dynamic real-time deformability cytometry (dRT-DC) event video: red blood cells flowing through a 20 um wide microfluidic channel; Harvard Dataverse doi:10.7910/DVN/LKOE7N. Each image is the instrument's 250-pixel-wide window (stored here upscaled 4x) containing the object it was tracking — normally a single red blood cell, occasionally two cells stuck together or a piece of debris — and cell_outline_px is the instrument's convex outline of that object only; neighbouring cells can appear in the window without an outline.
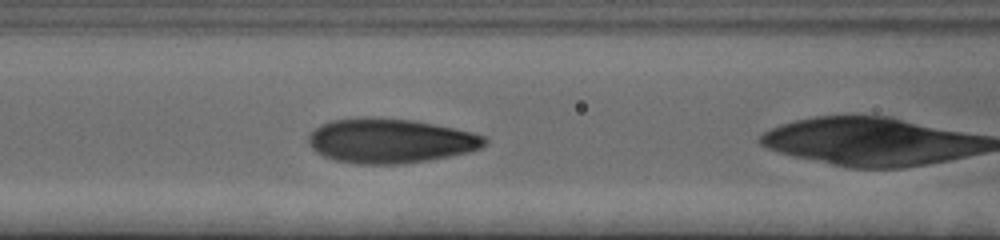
{"species": "human", "species_latin": "Homo sapiens", "temperature_condition": "cold", "stored_images_in_passage": 10, "camera_frame_rate_fps": 3000, "um_per_image_px": 0.085, "donor": {"sex": "female"}, "frame": {"image": 1, "passage_image": 6, "time_ms": 1.667, "image_size_px": [1000, 240], "cell_outline_px": [[488, 140], [480, 148], [468, 152], [428, 160], [404, 164], [356, 164], [336, 160], [324, 156], [316, 152], [308, 144], [308, 136], [320, 124], [332, 120], [412, 120], [472, 132], [484, 136]], "centroid_in_image_um": [33.17, 12.02], "position_along_channel_um": 133.4, "area_um2": 44.51}}
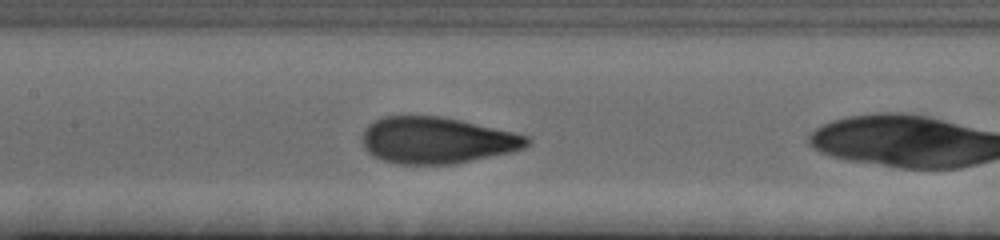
{"frame": {"image": 2, "passage_image": 9, "time_ms": 2.667, "image_size_px": [1000, 240], "cell_outline_px": [[532, 140], [524, 148], [512, 152], [452, 164], [400, 164], [384, 160], [372, 156], [364, 148], [360, 140], [364, 128], [368, 124], [384, 116], [440, 116], [460, 120], [532, 136]], "centroid_in_image_um": [37.12, 11.92], "position_along_channel_um": 170.3, "area_um2": 44.85}}